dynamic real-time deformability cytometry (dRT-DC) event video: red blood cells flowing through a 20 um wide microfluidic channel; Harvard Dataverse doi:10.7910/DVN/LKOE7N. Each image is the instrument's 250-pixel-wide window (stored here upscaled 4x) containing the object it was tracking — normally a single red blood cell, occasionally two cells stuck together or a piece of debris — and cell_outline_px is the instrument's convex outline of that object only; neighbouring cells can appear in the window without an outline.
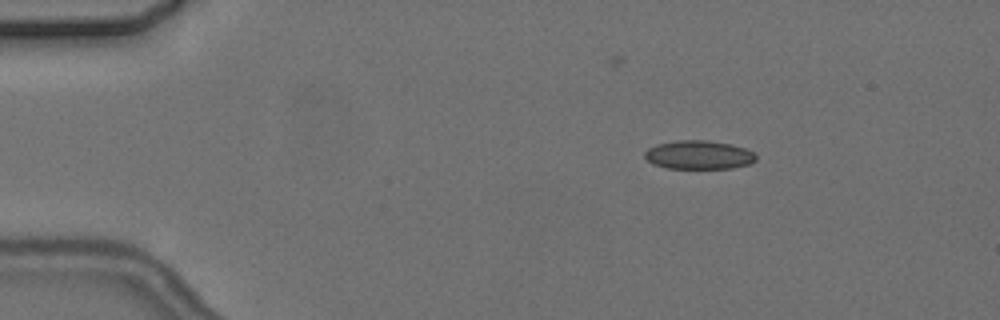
{"species": "common noctule bat (a hibernating species)", "species_latin": "Nyctalus noctula", "temperature_condition": "cold", "stored_images_in_passage": 4, "camera_frame_rate_fps": 3000, "um_per_image_px": 0.085, "animal": {"sex": "female", "body_mass_g": 24.6, "forearm_length_mm": 56.2}, "frame": {"image": 1, "passage_image": 1, "time_ms": 0.0, "image_size_px": [1000, 320], "cell_outline_px": [[756, 160], [748, 164], [732, 168], [668, 168], [652, 164], [644, 156], [644, 152], [648, 148], [656, 144], [676, 140], [708, 140], [732, 144], [744, 148], [752, 152], [756, 156]], "centroid_in_image_um": [59.37, 13.15], "position_along_channel_um": 25.6, "area_um2": 18.61}}